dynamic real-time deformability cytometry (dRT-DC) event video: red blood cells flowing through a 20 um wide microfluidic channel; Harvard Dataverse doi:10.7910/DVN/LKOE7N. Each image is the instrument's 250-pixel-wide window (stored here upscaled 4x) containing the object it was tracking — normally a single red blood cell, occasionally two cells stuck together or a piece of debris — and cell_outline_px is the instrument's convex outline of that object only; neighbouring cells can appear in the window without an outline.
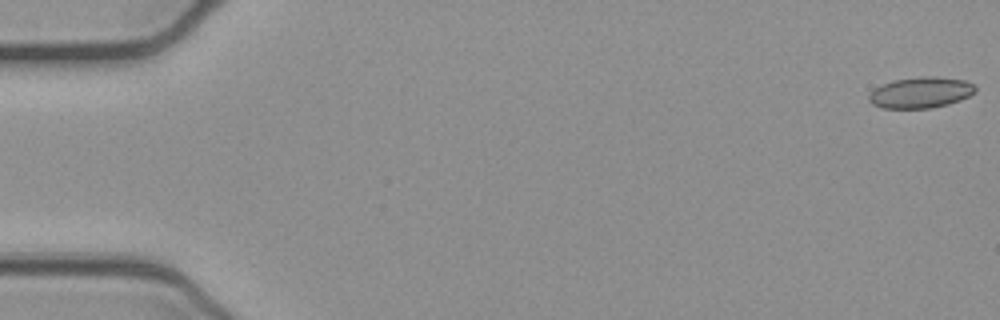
{"species": "common noctule bat (a hibernating species)", "species_latin": "Nyctalus noctula", "temperature_condition": "cold", "stored_images_in_passage": 10, "camera_frame_rate_fps": 3000, "um_per_image_px": 0.085, "animal": {"sex": "female", "body_mass_g": 21.9}, "frame": {"image": 1, "passage_image": 1, "time_ms": 0.0, "image_size_px": [1000, 320], "cell_outline_px": [[976, 92], [960, 100], [948, 104], [932, 108], [884, 108], [872, 104], [868, 100], [868, 96], [876, 88], [892, 80], [920, 76], [936, 76], [964, 80], [972, 84], [976, 88]], "centroid_in_image_um": [78.27, 7.86], "position_along_channel_um": 6.7, "area_um2": 19.19}}